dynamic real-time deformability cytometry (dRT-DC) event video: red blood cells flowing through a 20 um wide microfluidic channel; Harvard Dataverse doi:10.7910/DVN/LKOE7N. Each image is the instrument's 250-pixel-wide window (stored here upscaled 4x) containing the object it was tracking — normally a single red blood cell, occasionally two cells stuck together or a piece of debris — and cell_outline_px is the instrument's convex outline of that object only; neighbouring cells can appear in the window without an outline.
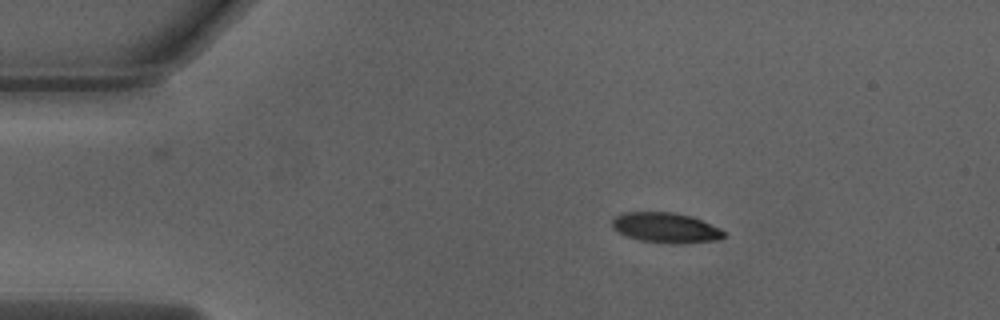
{"species": "Egyptian fruit bat (a non-hibernating species)", "species_latin": "Rousettus aegyptiacus", "temperature_condition": "warm", "stored_images_in_passage": 43, "camera_frame_rate_fps": 3000, "um_per_image_px": 0.085, "animal": {"sex": "male"}, "frame": {"image": 1, "passage_image": 1, "time_ms": 0.0, "image_size_px": [1000, 320], "cell_outline_px": [[724, 236], [720, 240], [680, 244], [640, 240], [624, 236], [612, 228], [612, 220], [616, 216], [624, 212], [672, 212], [692, 216], [720, 228], [724, 232]], "centroid_in_image_um": [56.58, 19.36], "position_along_channel_um": 28.4, "area_um2": 19.71}}
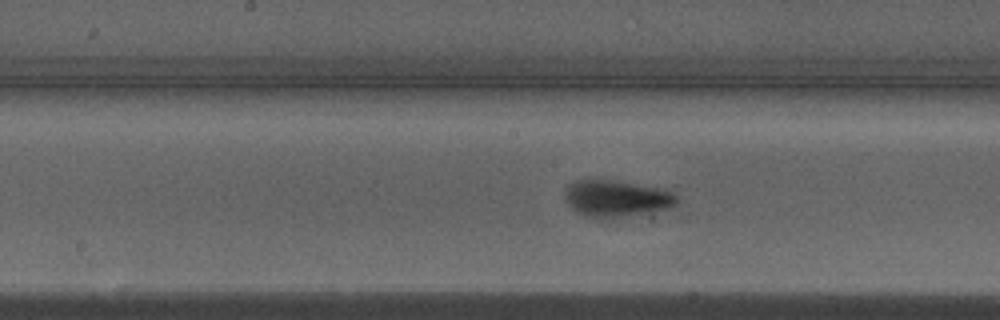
{"frame": {"image": 2, "passage_image": 18, "time_ms": 5.667, "image_size_px": [1000, 320], "cell_outline_px": [[676, 204], [668, 208], [600, 220], [576, 212], [564, 200], [564, 192], [568, 184], [576, 180], [612, 180], [664, 188], [672, 192], [676, 196]], "centroid_in_image_um": [52.34, 16.86], "position_along_channel_um": 195.9, "area_um2": 23.87}}
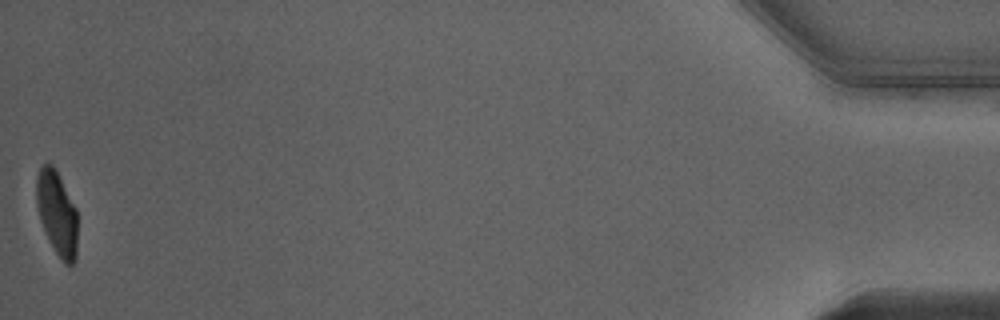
{"frame": {"image": 3, "passage_image": 43, "time_ms": 14.0, "image_size_px": [1000, 320], "cell_outline_px": [[76, 256], [72, 264], [64, 264], [60, 260], [40, 220], [36, 204], [36, 176], [40, 168], [44, 164], [52, 164], [76, 208]], "centroid_in_image_um": [4.82, 18.11], "position_along_channel_um": 430.4, "area_um2": 19.65}, "authors_computed_cell_mechanics": {"area_um2": 22.4842, "velocity_mm_per_s": 4.0315, "shape_relaxation_time_tau1_ms": 2.9984, "shape_relaxation_time_tau2_ms": null, "deformation_change_tau1": 0.1812, "deformation_change_tau2": null}}